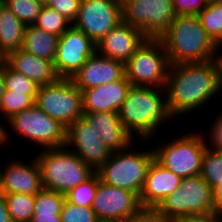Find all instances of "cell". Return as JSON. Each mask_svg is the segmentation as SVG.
I'll use <instances>...</instances> for the list:
<instances>
[{
	"mask_svg": "<svg viewBox=\"0 0 222 222\" xmlns=\"http://www.w3.org/2000/svg\"><path fill=\"white\" fill-rule=\"evenodd\" d=\"M131 86L124 76L116 82L82 90L83 112H118Z\"/></svg>",
	"mask_w": 222,
	"mask_h": 222,
	"instance_id": "cell-21",
	"label": "cell"
},
{
	"mask_svg": "<svg viewBox=\"0 0 222 222\" xmlns=\"http://www.w3.org/2000/svg\"><path fill=\"white\" fill-rule=\"evenodd\" d=\"M82 117L111 152L135 147L134 137L125 130L118 112H83Z\"/></svg>",
	"mask_w": 222,
	"mask_h": 222,
	"instance_id": "cell-19",
	"label": "cell"
},
{
	"mask_svg": "<svg viewBox=\"0 0 222 222\" xmlns=\"http://www.w3.org/2000/svg\"><path fill=\"white\" fill-rule=\"evenodd\" d=\"M30 222H61V216H32Z\"/></svg>",
	"mask_w": 222,
	"mask_h": 222,
	"instance_id": "cell-42",
	"label": "cell"
},
{
	"mask_svg": "<svg viewBox=\"0 0 222 222\" xmlns=\"http://www.w3.org/2000/svg\"><path fill=\"white\" fill-rule=\"evenodd\" d=\"M221 91L215 59L206 62L170 64L166 99L167 110L173 119L204 108L202 106L209 103V100L211 101Z\"/></svg>",
	"mask_w": 222,
	"mask_h": 222,
	"instance_id": "cell-1",
	"label": "cell"
},
{
	"mask_svg": "<svg viewBox=\"0 0 222 222\" xmlns=\"http://www.w3.org/2000/svg\"><path fill=\"white\" fill-rule=\"evenodd\" d=\"M98 189V174L95 172L89 179L78 184L65 194V200L80 207H91Z\"/></svg>",
	"mask_w": 222,
	"mask_h": 222,
	"instance_id": "cell-31",
	"label": "cell"
},
{
	"mask_svg": "<svg viewBox=\"0 0 222 222\" xmlns=\"http://www.w3.org/2000/svg\"><path fill=\"white\" fill-rule=\"evenodd\" d=\"M131 148L130 145L124 150L112 152L96 173L105 184L132 191L139 197L155 156L153 149L138 152Z\"/></svg>",
	"mask_w": 222,
	"mask_h": 222,
	"instance_id": "cell-5",
	"label": "cell"
},
{
	"mask_svg": "<svg viewBox=\"0 0 222 222\" xmlns=\"http://www.w3.org/2000/svg\"><path fill=\"white\" fill-rule=\"evenodd\" d=\"M213 190L201 175L182 178L180 186L154 208L166 220L212 212Z\"/></svg>",
	"mask_w": 222,
	"mask_h": 222,
	"instance_id": "cell-6",
	"label": "cell"
},
{
	"mask_svg": "<svg viewBox=\"0 0 222 222\" xmlns=\"http://www.w3.org/2000/svg\"><path fill=\"white\" fill-rule=\"evenodd\" d=\"M221 48H222V44H219L218 46H217V52H221Z\"/></svg>",
	"mask_w": 222,
	"mask_h": 222,
	"instance_id": "cell-48",
	"label": "cell"
},
{
	"mask_svg": "<svg viewBox=\"0 0 222 222\" xmlns=\"http://www.w3.org/2000/svg\"><path fill=\"white\" fill-rule=\"evenodd\" d=\"M215 61L218 68L219 83L222 89V52L221 53L216 52Z\"/></svg>",
	"mask_w": 222,
	"mask_h": 222,
	"instance_id": "cell-44",
	"label": "cell"
},
{
	"mask_svg": "<svg viewBox=\"0 0 222 222\" xmlns=\"http://www.w3.org/2000/svg\"><path fill=\"white\" fill-rule=\"evenodd\" d=\"M125 76V64L95 52L73 75L71 81L80 91L116 82Z\"/></svg>",
	"mask_w": 222,
	"mask_h": 222,
	"instance_id": "cell-16",
	"label": "cell"
},
{
	"mask_svg": "<svg viewBox=\"0 0 222 222\" xmlns=\"http://www.w3.org/2000/svg\"><path fill=\"white\" fill-rule=\"evenodd\" d=\"M3 60L39 86L55 83L59 79L53 61L39 58L22 48L10 52Z\"/></svg>",
	"mask_w": 222,
	"mask_h": 222,
	"instance_id": "cell-22",
	"label": "cell"
},
{
	"mask_svg": "<svg viewBox=\"0 0 222 222\" xmlns=\"http://www.w3.org/2000/svg\"><path fill=\"white\" fill-rule=\"evenodd\" d=\"M3 195V190H2V181H1V174H0V196Z\"/></svg>",
	"mask_w": 222,
	"mask_h": 222,
	"instance_id": "cell-47",
	"label": "cell"
},
{
	"mask_svg": "<svg viewBox=\"0 0 222 222\" xmlns=\"http://www.w3.org/2000/svg\"><path fill=\"white\" fill-rule=\"evenodd\" d=\"M159 39L170 64L215 59L218 45L207 34L198 15L176 16Z\"/></svg>",
	"mask_w": 222,
	"mask_h": 222,
	"instance_id": "cell-3",
	"label": "cell"
},
{
	"mask_svg": "<svg viewBox=\"0 0 222 222\" xmlns=\"http://www.w3.org/2000/svg\"><path fill=\"white\" fill-rule=\"evenodd\" d=\"M198 16L211 39L222 44V0L208 1Z\"/></svg>",
	"mask_w": 222,
	"mask_h": 222,
	"instance_id": "cell-25",
	"label": "cell"
},
{
	"mask_svg": "<svg viewBox=\"0 0 222 222\" xmlns=\"http://www.w3.org/2000/svg\"><path fill=\"white\" fill-rule=\"evenodd\" d=\"M214 121L211 124V129L208 128V131L210 130L211 133L208 135L211 141H205L206 146L212 150L222 151V113L216 117ZM208 143H210V145H208Z\"/></svg>",
	"mask_w": 222,
	"mask_h": 222,
	"instance_id": "cell-37",
	"label": "cell"
},
{
	"mask_svg": "<svg viewBox=\"0 0 222 222\" xmlns=\"http://www.w3.org/2000/svg\"><path fill=\"white\" fill-rule=\"evenodd\" d=\"M59 36L45 32L34 25H26L22 49L49 61L55 60Z\"/></svg>",
	"mask_w": 222,
	"mask_h": 222,
	"instance_id": "cell-24",
	"label": "cell"
},
{
	"mask_svg": "<svg viewBox=\"0 0 222 222\" xmlns=\"http://www.w3.org/2000/svg\"><path fill=\"white\" fill-rule=\"evenodd\" d=\"M42 6H49V4L51 3L52 0H38Z\"/></svg>",
	"mask_w": 222,
	"mask_h": 222,
	"instance_id": "cell-46",
	"label": "cell"
},
{
	"mask_svg": "<svg viewBox=\"0 0 222 222\" xmlns=\"http://www.w3.org/2000/svg\"><path fill=\"white\" fill-rule=\"evenodd\" d=\"M26 25H33L39 15L42 4L38 0H0Z\"/></svg>",
	"mask_w": 222,
	"mask_h": 222,
	"instance_id": "cell-32",
	"label": "cell"
},
{
	"mask_svg": "<svg viewBox=\"0 0 222 222\" xmlns=\"http://www.w3.org/2000/svg\"><path fill=\"white\" fill-rule=\"evenodd\" d=\"M0 222H12L4 194L0 196Z\"/></svg>",
	"mask_w": 222,
	"mask_h": 222,
	"instance_id": "cell-41",
	"label": "cell"
},
{
	"mask_svg": "<svg viewBox=\"0 0 222 222\" xmlns=\"http://www.w3.org/2000/svg\"><path fill=\"white\" fill-rule=\"evenodd\" d=\"M212 212L222 216V181L213 189Z\"/></svg>",
	"mask_w": 222,
	"mask_h": 222,
	"instance_id": "cell-40",
	"label": "cell"
},
{
	"mask_svg": "<svg viewBox=\"0 0 222 222\" xmlns=\"http://www.w3.org/2000/svg\"><path fill=\"white\" fill-rule=\"evenodd\" d=\"M7 123L12 131L23 139L26 138L33 145H39L43 149L65 146L66 128L55 119L45 114L35 104L27 110H23L10 119Z\"/></svg>",
	"mask_w": 222,
	"mask_h": 222,
	"instance_id": "cell-10",
	"label": "cell"
},
{
	"mask_svg": "<svg viewBox=\"0 0 222 222\" xmlns=\"http://www.w3.org/2000/svg\"><path fill=\"white\" fill-rule=\"evenodd\" d=\"M175 222H222V216L210 212L208 214L187 216L186 218L179 219Z\"/></svg>",
	"mask_w": 222,
	"mask_h": 222,
	"instance_id": "cell-39",
	"label": "cell"
},
{
	"mask_svg": "<svg viewBox=\"0 0 222 222\" xmlns=\"http://www.w3.org/2000/svg\"><path fill=\"white\" fill-rule=\"evenodd\" d=\"M96 52V44L71 25L58 39L54 68L59 78L71 79Z\"/></svg>",
	"mask_w": 222,
	"mask_h": 222,
	"instance_id": "cell-14",
	"label": "cell"
},
{
	"mask_svg": "<svg viewBox=\"0 0 222 222\" xmlns=\"http://www.w3.org/2000/svg\"><path fill=\"white\" fill-rule=\"evenodd\" d=\"M9 163L4 165L3 170L0 165L4 195L14 193L36 195L43 189L40 167L35 156L29 164L17 159L15 161L12 159Z\"/></svg>",
	"mask_w": 222,
	"mask_h": 222,
	"instance_id": "cell-18",
	"label": "cell"
},
{
	"mask_svg": "<svg viewBox=\"0 0 222 222\" xmlns=\"http://www.w3.org/2000/svg\"><path fill=\"white\" fill-rule=\"evenodd\" d=\"M61 222H99L92 207H80L64 201Z\"/></svg>",
	"mask_w": 222,
	"mask_h": 222,
	"instance_id": "cell-34",
	"label": "cell"
},
{
	"mask_svg": "<svg viewBox=\"0 0 222 222\" xmlns=\"http://www.w3.org/2000/svg\"><path fill=\"white\" fill-rule=\"evenodd\" d=\"M80 1L81 0H52L49 7L73 23L78 14Z\"/></svg>",
	"mask_w": 222,
	"mask_h": 222,
	"instance_id": "cell-36",
	"label": "cell"
},
{
	"mask_svg": "<svg viewBox=\"0 0 222 222\" xmlns=\"http://www.w3.org/2000/svg\"><path fill=\"white\" fill-rule=\"evenodd\" d=\"M201 177L211 186L212 190L222 181V151L206 148L201 166Z\"/></svg>",
	"mask_w": 222,
	"mask_h": 222,
	"instance_id": "cell-30",
	"label": "cell"
},
{
	"mask_svg": "<svg viewBox=\"0 0 222 222\" xmlns=\"http://www.w3.org/2000/svg\"><path fill=\"white\" fill-rule=\"evenodd\" d=\"M8 213L12 222H30L35 208V195L6 194L4 195Z\"/></svg>",
	"mask_w": 222,
	"mask_h": 222,
	"instance_id": "cell-26",
	"label": "cell"
},
{
	"mask_svg": "<svg viewBox=\"0 0 222 222\" xmlns=\"http://www.w3.org/2000/svg\"><path fill=\"white\" fill-rule=\"evenodd\" d=\"M122 20L141 30L146 38L159 39L176 18L172 0H121Z\"/></svg>",
	"mask_w": 222,
	"mask_h": 222,
	"instance_id": "cell-11",
	"label": "cell"
},
{
	"mask_svg": "<svg viewBox=\"0 0 222 222\" xmlns=\"http://www.w3.org/2000/svg\"><path fill=\"white\" fill-rule=\"evenodd\" d=\"M35 105L65 128L83 116L82 91L71 79L39 86Z\"/></svg>",
	"mask_w": 222,
	"mask_h": 222,
	"instance_id": "cell-9",
	"label": "cell"
},
{
	"mask_svg": "<svg viewBox=\"0 0 222 222\" xmlns=\"http://www.w3.org/2000/svg\"><path fill=\"white\" fill-rule=\"evenodd\" d=\"M65 146L67 148L71 146L70 150L95 172L109 159L112 153L83 117L72 122L66 128Z\"/></svg>",
	"mask_w": 222,
	"mask_h": 222,
	"instance_id": "cell-15",
	"label": "cell"
},
{
	"mask_svg": "<svg viewBox=\"0 0 222 222\" xmlns=\"http://www.w3.org/2000/svg\"><path fill=\"white\" fill-rule=\"evenodd\" d=\"M121 21V0H81L72 25L97 44Z\"/></svg>",
	"mask_w": 222,
	"mask_h": 222,
	"instance_id": "cell-12",
	"label": "cell"
},
{
	"mask_svg": "<svg viewBox=\"0 0 222 222\" xmlns=\"http://www.w3.org/2000/svg\"><path fill=\"white\" fill-rule=\"evenodd\" d=\"M182 178L164 168L155 159L152 161L139 202L143 209H154L166 196L173 193L181 184Z\"/></svg>",
	"mask_w": 222,
	"mask_h": 222,
	"instance_id": "cell-20",
	"label": "cell"
},
{
	"mask_svg": "<svg viewBox=\"0 0 222 222\" xmlns=\"http://www.w3.org/2000/svg\"><path fill=\"white\" fill-rule=\"evenodd\" d=\"M170 62L160 39L146 38L125 63L132 86L166 88Z\"/></svg>",
	"mask_w": 222,
	"mask_h": 222,
	"instance_id": "cell-7",
	"label": "cell"
},
{
	"mask_svg": "<svg viewBox=\"0 0 222 222\" xmlns=\"http://www.w3.org/2000/svg\"><path fill=\"white\" fill-rule=\"evenodd\" d=\"M1 122V121H0ZM5 124L2 125V122L0 123V147L5 144L8 145L9 140H10V133L6 130Z\"/></svg>",
	"mask_w": 222,
	"mask_h": 222,
	"instance_id": "cell-43",
	"label": "cell"
},
{
	"mask_svg": "<svg viewBox=\"0 0 222 222\" xmlns=\"http://www.w3.org/2000/svg\"><path fill=\"white\" fill-rule=\"evenodd\" d=\"M91 207L99 222H122L143 210L134 192L107 185L99 176L98 189Z\"/></svg>",
	"mask_w": 222,
	"mask_h": 222,
	"instance_id": "cell-13",
	"label": "cell"
},
{
	"mask_svg": "<svg viewBox=\"0 0 222 222\" xmlns=\"http://www.w3.org/2000/svg\"><path fill=\"white\" fill-rule=\"evenodd\" d=\"M145 39L141 30L122 20L96 44V52L125 64Z\"/></svg>",
	"mask_w": 222,
	"mask_h": 222,
	"instance_id": "cell-17",
	"label": "cell"
},
{
	"mask_svg": "<svg viewBox=\"0 0 222 222\" xmlns=\"http://www.w3.org/2000/svg\"><path fill=\"white\" fill-rule=\"evenodd\" d=\"M162 93H166V88L131 86L128 90L118 115L132 137L135 135L134 138L137 136L142 142H150L148 140L155 138L160 125L163 127L173 119L167 110L166 96L163 99Z\"/></svg>",
	"mask_w": 222,
	"mask_h": 222,
	"instance_id": "cell-2",
	"label": "cell"
},
{
	"mask_svg": "<svg viewBox=\"0 0 222 222\" xmlns=\"http://www.w3.org/2000/svg\"><path fill=\"white\" fill-rule=\"evenodd\" d=\"M3 75L6 90L23 92L24 94H37L39 85L25 75L13 70L4 60Z\"/></svg>",
	"mask_w": 222,
	"mask_h": 222,
	"instance_id": "cell-33",
	"label": "cell"
},
{
	"mask_svg": "<svg viewBox=\"0 0 222 222\" xmlns=\"http://www.w3.org/2000/svg\"><path fill=\"white\" fill-rule=\"evenodd\" d=\"M204 134L194 132L176 137L153 149L155 160L181 178L200 175L207 148ZM161 146V147H160Z\"/></svg>",
	"mask_w": 222,
	"mask_h": 222,
	"instance_id": "cell-8",
	"label": "cell"
},
{
	"mask_svg": "<svg viewBox=\"0 0 222 222\" xmlns=\"http://www.w3.org/2000/svg\"><path fill=\"white\" fill-rule=\"evenodd\" d=\"M65 195L42 189L35 195V208L32 216H61Z\"/></svg>",
	"mask_w": 222,
	"mask_h": 222,
	"instance_id": "cell-28",
	"label": "cell"
},
{
	"mask_svg": "<svg viewBox=\"0 0 222 222\" xmlns=\"http://www.w3.org/2000/svg\"><path fill=\"white\" fill-rule=\"evenodd\" d=\"M37 94H24L23 92L4 91L0 103V115L4 117L5 122L13 115L30 109L35 104Z\"/></svg>",
	"mask_w": 222,
	"mask_h": 222,
	"instance_id": "cell-27",
	"label": "cell"
},
{
	"mask_svg": "<svg viewBox=\"0 0 222 222\" xmlns=\"http://www.w3.org/2000/svg\"><path fill=\"white\" fill-rule=\"evenodd\" d=\"M40 151L35 158L40 167L44 189L65 195L95 173L66 146Z\"/></svg>",
	"mask_w": 222,
	"mask_h": 222,
	"instance_id": "cell-4",
	"label": "cell"
},
{
	"mask_svg": "<svg viewBox=\"0 0 222 222\" xmlns=\"http://www.w3.org/2000/svg\"><path fill=\"white\" fill-rule=\"evenodd\" d=\"M5 91V81L3 75V59L0 60V103Z\"/></svg>",
	"mask_w": 222,
	"mask_h": 222,
	"instance_id": "cell-45",
	"label": "cell"
},
{
	"mask_svg": "<svg viewBox=\"0 0 222 222\" xmlns=\"http://www.w3.org/2000/svg\"><path fill=\"white\" fill-rule=\"evenodd\" d=\"M176 16L198 15L208 3L207 0H172Z\"/></svg>",
	"mask_w": 222,
	"mask_h": 222,
	"instance_id": "cell-35",
	"label": "cell"
},
{
	"mask_svg": "<svg viewBox=\"0 0 222 222\" xmlns=\"http://www.w3.org/2000/svg\"><path fill=\"white\" fill-rule=\"evenodd\" d=\"M25 25L0 1V58L22 47Z\"/></svg>",
	"mask_w": 222,
	"mask_h": 222,
	"instance_id": "cell-23",
	"label": "cell"
},
{
	"mask_svg": "<svg viewBox=\"0 0 222 222\" xmlns=\"http://www.w3.org/2000/svg\"><path fill=\"white\" fill-rule=\"evenodd\" d=\"M122 222H170L154 209H143L138 215Z\"/></svg>",
	"mask_w": 222,
	"mask_h": 222,
	"instance_id": "cell-38",
	"label": "cell"
},
{
	"mask_svg": "<svg viewBox=\"0 0 222 222\" xmlns=\"http://www.w3.org/2000/svg\"><path fill=\"white\" fill-rule=\"evenodd\" d=\"M33 25L45 32L53 33L60 37L72 23L49 6H44Z\"/></svg>",
	"mask_w": 222,
	"mask_h": 222,
	"instance_id": "cell-29",
	"label": "cell"
}]
</instances>
